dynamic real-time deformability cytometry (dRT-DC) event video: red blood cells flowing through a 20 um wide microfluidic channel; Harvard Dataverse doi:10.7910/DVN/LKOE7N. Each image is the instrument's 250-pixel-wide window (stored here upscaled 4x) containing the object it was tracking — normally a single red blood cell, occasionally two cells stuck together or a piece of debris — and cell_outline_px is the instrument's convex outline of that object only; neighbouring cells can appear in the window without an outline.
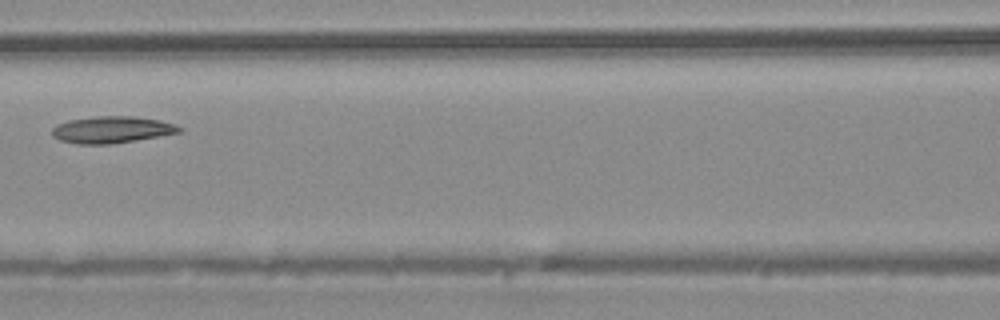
{"species": "common noctule bat (a hibernating species)", "species_latin": "Nyctalus noctula", "temperature_condition": "warm", "stored_images_in_passage": 3, "camera_frame_rate_fps": 3000, "um_per_image_px": 0.085, "animal": {"sex": "male", "body_mass_g": 20.4}, "frame": {"image": 1, "passage_image": 3, "time_ms": 0.667, "image_size_px": [1000, 320], "cell_outline_px": [[184, 128], [180, 132], [112, 144], [76, 144], [60, 140], [52, 136], [52, 128], [56, 124], [68, 120], [96, 116], [132, 116], [160, 120], [176, 124]], "centroid_in_image_um": [9.48, 11.02], "position_along_channel_um": 157.1, "area_um2": 19.88}}